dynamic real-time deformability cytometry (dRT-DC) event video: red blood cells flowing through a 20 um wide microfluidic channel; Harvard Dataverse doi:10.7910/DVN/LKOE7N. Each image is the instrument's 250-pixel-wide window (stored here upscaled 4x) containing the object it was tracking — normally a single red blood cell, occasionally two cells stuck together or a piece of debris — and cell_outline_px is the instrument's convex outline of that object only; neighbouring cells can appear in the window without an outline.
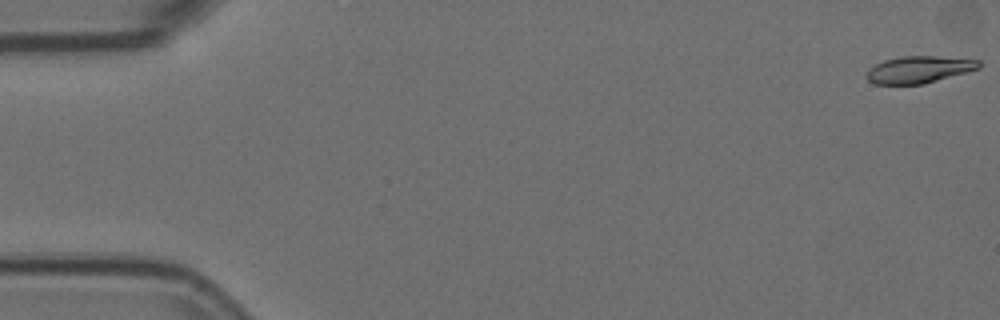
{"species": "Egyptian fruit bat (a non-hibernating species)", "species_latin": "Rousettus aegyptiacus", "temperature_condition": "room temperature", "stored_images_in_passage": 10, "camera_frame_rate_fps": 3000, "um_per_image_px": 0.085, "animal": {"sex": "female"}, "frame": {"image": 1, "passage_image": 1, "time_ms": 0.0, "image_size_px": [1000, 320], "cell_outline_px": [[980, 68], [924, 84], [876, 84], [868, 80], [868, 68], [884, 60], [904, 56], [936, 56], [980, 60]], "centroid_in_image_um": [78.12, 5.91], "position_along_channel_um": 6.9, "area_um2": 17.46}}
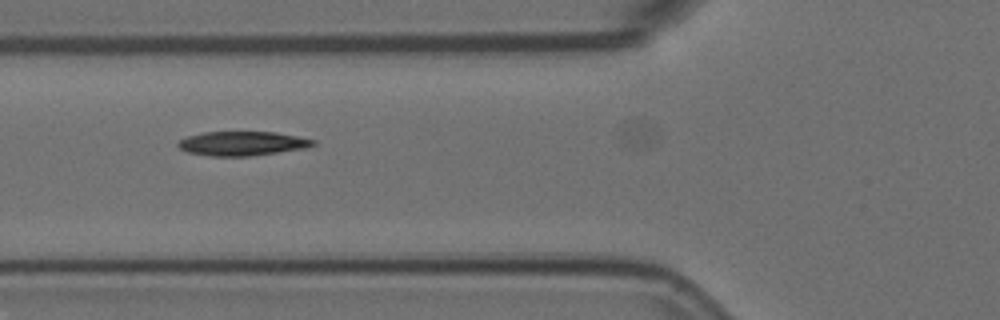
{"frame": {"image": 2, "passage_image": 7, "time_ms": 2.0, "image_size_px": [1000, 320], "cell_outline_px": [[316, 144], [308, 148], [252, 156], [212, 156], [188, 152], [180, 148], [176, 144], [180, 140], [188, 136], [204, 132], [276, 132], [316, 140]], "centroid_in_image_um": [20.63, 12.2], "position_along_channel_um": 105.2, "area_um2": 19.07}}
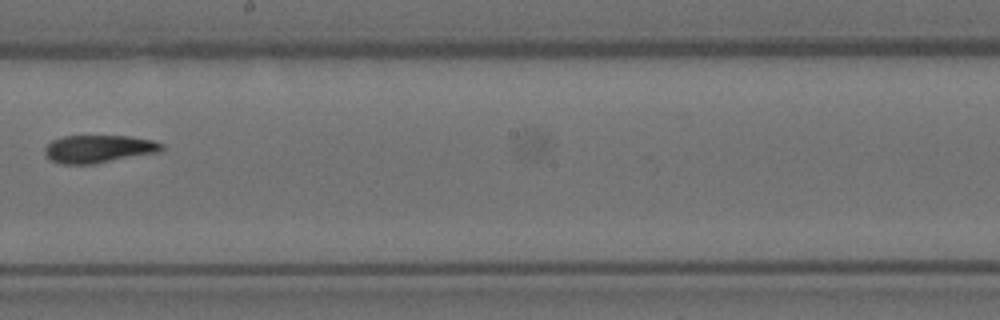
{"frame": {"image": 3, "passage_image": 10, "time_ms": 3.0, "image_size_px": [1000, 320], "cell_outline_px": [[164, 148], [160, 152], [92, 164], [60, 164], [44, 156], [44, 148], [52, 140], [64, 136], [128, 136], [152, 140], [164, 144]], "centroid_in_image_um": [8.37, 12.66], "position_along_channel_um": 239.8, "area_um2": 18.96}}